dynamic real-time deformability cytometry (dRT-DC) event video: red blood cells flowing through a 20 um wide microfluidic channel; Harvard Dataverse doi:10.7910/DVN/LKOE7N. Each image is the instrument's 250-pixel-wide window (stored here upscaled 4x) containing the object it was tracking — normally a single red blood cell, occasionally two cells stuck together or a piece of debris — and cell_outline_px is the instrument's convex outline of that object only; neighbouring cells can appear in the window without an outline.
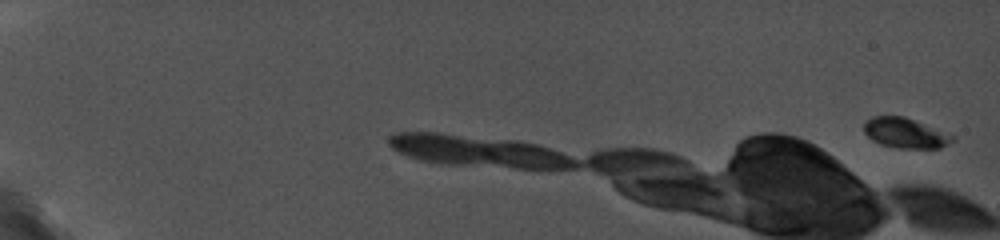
{"species": "common noctule bat (a hibernating species)", "species_latin": "Nyctalus noctula", "temperature_condition": "cold", "stored_images_in_passage": 5, "camera_frame_rate_fps": 5000, "um_per_image_px": 0.085, "animal": {"sex": "female", "body_mass_g": 19.0, "forearm_length_mm": 56.7}, "frame": {"image": 1, "passage_image": 1, "time_ms": 0.0, "image_size_px": [1000, 240], "cell_outline_px": [[956, 140], [940, 148], [900, 148], [880, 144], [872, 140], [864, 132], [864, 120], [872, 116], [904, 116], [956, 136]], "centroid_in_image_um": [76.95, 11.3], "position_along_channel_um": 8.0, "area_um2": 15.61}}